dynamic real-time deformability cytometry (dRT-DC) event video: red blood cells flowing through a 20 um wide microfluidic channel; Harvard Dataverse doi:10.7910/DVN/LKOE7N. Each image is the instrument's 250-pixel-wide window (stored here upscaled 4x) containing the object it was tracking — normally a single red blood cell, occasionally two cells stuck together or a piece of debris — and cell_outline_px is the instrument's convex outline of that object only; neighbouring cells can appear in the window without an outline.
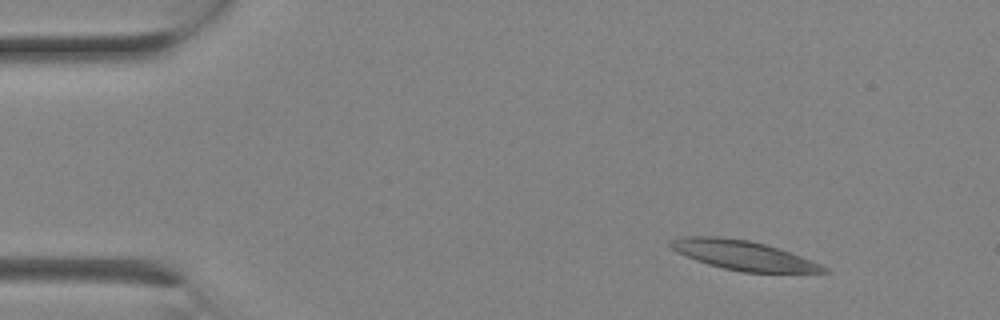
{"species": "Egyptian fruit bat (a non-hibernating species)", "species_latin": "Rousettus aegyptiacus", "temperature_condition": "room temperature", "stored_images_in_passage": 3, "camera_frame_rate_fps": 3000, "um_per_image_px": 0.085, "animal": {"sex": "female"}, "frame": {"image": 1, "passage_image": 1, "time_ms": 0.0, "image_size_px": [1000, 320], "cell_outline_px": [[828, 272], [744, 272], [724, 268], [708, 264], [696, 260], [676, 252], [668, 244], [668, 240], [680, 236], [720, 236], [748, 240], [780, 248], [812, 260], [828, 268]], "centroid_in_image_um": [63.13, 21.68], "position_along_channel_um": 21.9, "area_um2": 26.24}}